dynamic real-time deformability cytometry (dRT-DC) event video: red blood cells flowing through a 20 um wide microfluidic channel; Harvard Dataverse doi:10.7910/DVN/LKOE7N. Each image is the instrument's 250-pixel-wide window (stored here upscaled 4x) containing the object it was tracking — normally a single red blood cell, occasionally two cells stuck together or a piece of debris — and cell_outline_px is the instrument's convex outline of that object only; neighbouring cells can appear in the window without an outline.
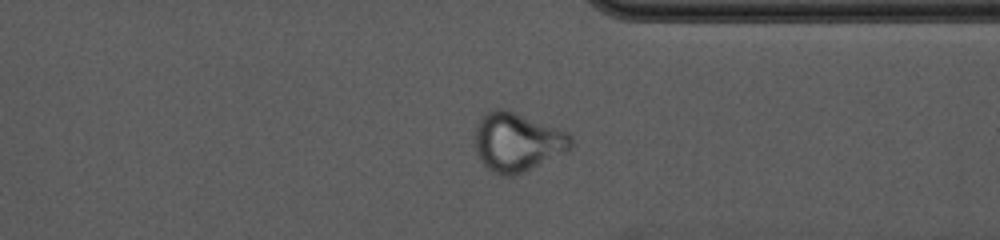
{"species": "common noctule bat (a hibernating species)", "species_latin": "Nyctalus noctula", "temperature_condition": "cold", "stored_images_in_passage": 47, "camera_frame_rate_fps": 3000, "um_per_image_px": 0.085, "animal": {"sex": "female", "body_mass_g": 10.0, "forearm_length_mm": 53.1}, "frame": {"image": 1, "passage_image": 40, "time_ms": 13.0, "image_size_px": [1000, 240], "cell_outline_px": [[572, 144], [568, 148], [520, 172], [508, 176], [496, 172], [488, 168], [480, 160], [476, 152], [476, 124], [480, 116], [484, 112], [492, 108], [504, 108], [564, 128], [572, 136]], "centroid_in_image_um": [43.93, 11.97], "position_along_channel_um": 367.5, "area_um2": 32.43}}